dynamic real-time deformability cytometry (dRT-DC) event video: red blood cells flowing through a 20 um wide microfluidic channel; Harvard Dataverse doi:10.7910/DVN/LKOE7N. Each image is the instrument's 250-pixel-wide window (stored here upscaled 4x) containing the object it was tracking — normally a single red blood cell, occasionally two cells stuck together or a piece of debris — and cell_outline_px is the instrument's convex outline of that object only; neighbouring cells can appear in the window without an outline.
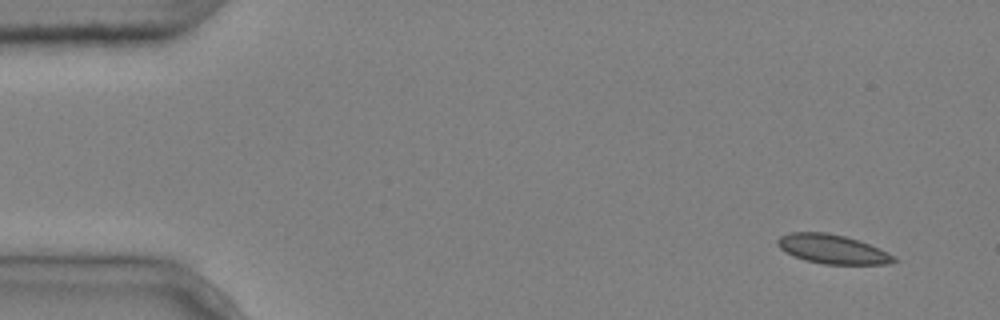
{"species": "common noctule bat (a hibernating species)", "species_latin": "Nyctalus noctula", "temperature_condition": "cold", "stored_images_in_passage": 5, "camera_frame_rate_fps": 3000, "um_per_image_px": 0.085, "animal": {"sex": "male", "body_mass_g": 20.4}, "frame": {"image": 1, "passage_image": 1, "time_ms": 0.0, "image_size_px": [1000, 320], "cell_outline_px": [[900, 260], [888, 264], [824, 264], [804, 260], [792, 256], [784, 252], [776, 244], [776, 240], [780, 236], [792, 232], [824, 232], [844, 236], [868, 244], [888, 252]], "centroid_in_image_um": [70.73, 21.18], "position_along_channel_um": 14.3, "area_um2": 19.77}}
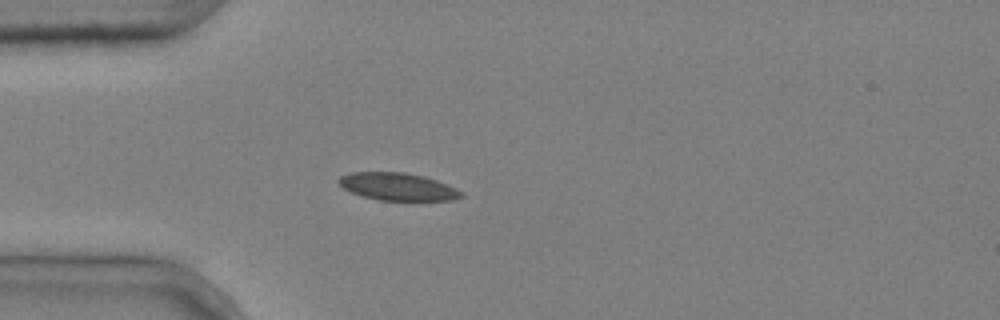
{"frame": {"image": 2, "passage_image": 4, "time_ms": 1.0, "image_size_px": [1000, 320], "cell_outline_px": [[464, 196], [456, 200], [380, 200], [360, 196], [344, 188], [336, 180], [340, 176], [352, 172], [404, 172], [424, 176], [436, 180], [456, 188], [464, 192]], "centroid_in_image_um": [33.82, 15.86], "position_along_channel_um": 51.2, "area_um2": 19.71}}